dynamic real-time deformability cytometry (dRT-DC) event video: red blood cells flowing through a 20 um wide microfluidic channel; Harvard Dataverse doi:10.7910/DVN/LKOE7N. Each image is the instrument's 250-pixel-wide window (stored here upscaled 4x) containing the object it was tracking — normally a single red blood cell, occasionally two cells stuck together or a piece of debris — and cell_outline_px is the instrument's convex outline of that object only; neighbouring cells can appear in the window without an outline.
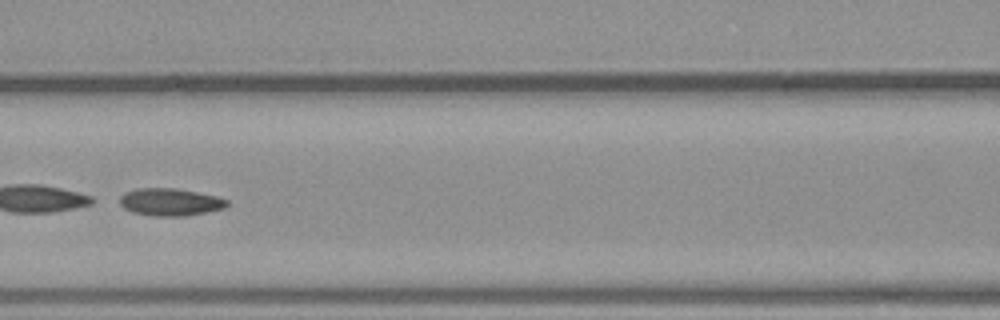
{"species": "common noctule bat (a hibernating species)", "species_latin": "Nyctalus noctula", "temperature_condition": "warm", "stored_images_in_passage": 44, "camera_frame_rate_fps": 3000, "um_per_image_px": 0.085, "animal": {"sex": "male", "body_mass_g": 23.1, "forearm_length_mm": 52.7}, "frame": {"image": 1, "passage_image": 19, "time_ms": 6.0, "image_size_px": [1000, 320], "cell_outline_px": [[228, 204], [224, 208], [208, 212], [188, 216], [152, 216], [132, 212], [124, 208], [120, 204], [120, 196], [124, 192], [136, 188], [176, 188], [216, 196], [228, 200]], "centroid_in_image_um": [14.45, 17.18], "position_along_channel_um": 152.2, "area_um2": 17.28}}